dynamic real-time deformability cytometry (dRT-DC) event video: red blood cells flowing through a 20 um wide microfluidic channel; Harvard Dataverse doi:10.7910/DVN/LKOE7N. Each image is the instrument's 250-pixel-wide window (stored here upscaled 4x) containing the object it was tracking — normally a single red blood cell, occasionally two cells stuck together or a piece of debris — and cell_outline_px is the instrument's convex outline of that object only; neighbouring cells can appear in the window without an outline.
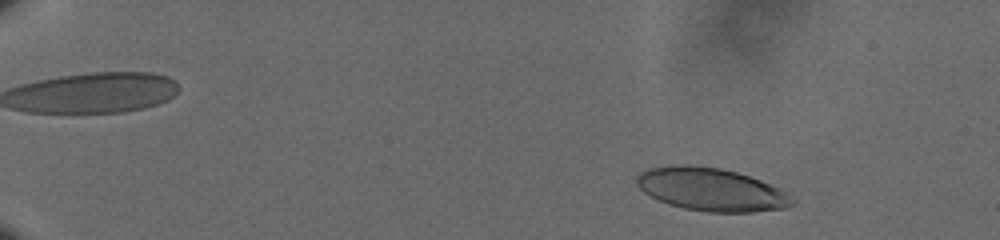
{"species": "human", "species_latin": "Homo sapiens", "temperature_condition": "cold", "stored_images_in_passage": 57, "camera_frame_rate_fps": 3000, "um_per_image_px": 0.085, "donor": {"sex": "male"}, "frame": {"image": 1, "passage_image": 6, "time_ms": 1.667, "image_size_px": [1000, 240], "cell_outline_px": [[796, 200], [792, 204], [784, 208], [752, 212], [708, 212], [684, 208], [668, 204], [644, 192], [636, 184], [636, 176], [640, 172], [648, 168], [672, 164], [692, 164], [720, 168], [736, 172], [760, 180], [780, 188]], "centroid_in_image_um": [60.43, 16.09], "position_along_channel_um": 24.6, "area_um2": 39.02}}
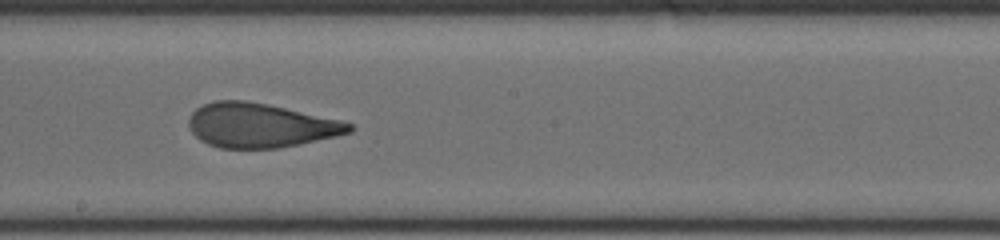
{"frame": {"image": 2, "passage_image": 34, "time_ms": 11.0, "image_size_px": [1000, 240], "cell_outline_px": [[352, 132], [336, 136], [280, 148], [220, 148], [208, 144], [200, 140], [192, 132], [188, 124], [188, 120], [192, 112], [196, 108], [204, 104], [216, 100], [244, 100], [284, 108], [340, 120], [352, 124]], "centroid_in_image_um": [22.09, 10.66], "position_along_channel_um": 226.1, "area_um2": 41.04}}
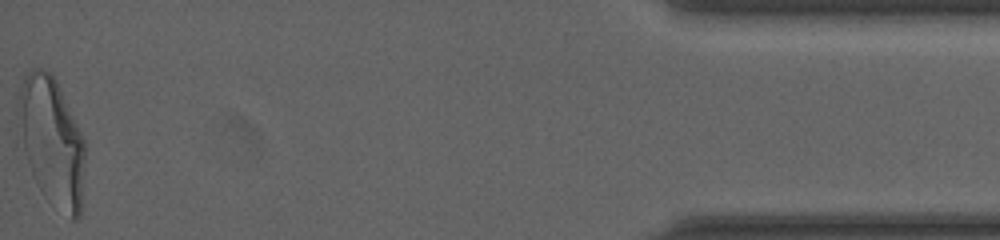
{"frame": {"image": 3, "passage_image": 57, "time_ms": 18.667, "image_size_px": [1000, 240], "cell_outline_px": [[84, 164], [80, 216], [76, 220], [72, 220], [24, 148], [16, 112], [16, 100], [24, 72], [32, 68], [40, 68], [52, 72], [56, 80], [84, 140]], "centroid_in_image_um": [4.41, 11.65], "position_along_channel_um": 430.8, "area_um2": 46.01}, "authors_computed_cell_mechanics": {"area_um2": 41.7894, "velocity_mm_per_s": 3.6256, "shape_relaxation_time_tau1_ms": 4.2498, "shape_relaxation_time_tau2_ms": 0.9406, "deformation_change_tau1": 0.1865, "deformation_change_tau2": 0.082}}